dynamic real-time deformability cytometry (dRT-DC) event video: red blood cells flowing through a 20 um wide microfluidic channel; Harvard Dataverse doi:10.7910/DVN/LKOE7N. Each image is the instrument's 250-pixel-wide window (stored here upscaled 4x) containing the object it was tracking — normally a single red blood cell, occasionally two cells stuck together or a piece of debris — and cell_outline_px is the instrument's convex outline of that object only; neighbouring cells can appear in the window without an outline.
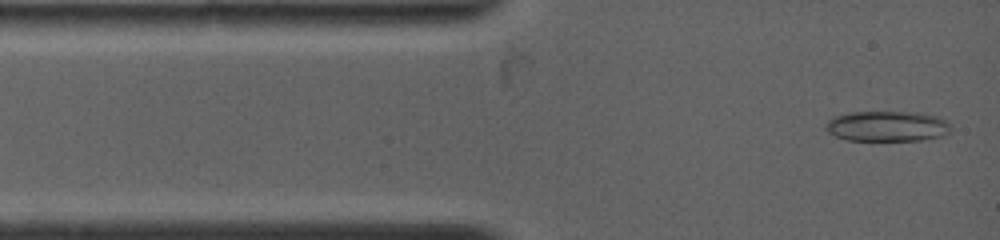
{"species": "common noctule bat (a hibernating species)", "species_latin": "Nyctalus noctula", "temperature_condition": "warm", "stored_images_in_passage": 39, "camera_frame_rate_fps": 4500, "um_per_image_px": 0.085, "animal": {"sex": "female", "body_mass_g": 19.0, "forearm_length_mm": 53.3}, "frame": {"image": 1, "passage_image": 1, "time_ms": 0.0, "image_size_px": [1000, 240], "cell_outline_px": [[948, 132], [944, 136], [920, 140], [848, 140], [836, 136], [828, 132], [824, 128], [828, 120], [832, 116], [848, 112], [920, 112], [940, 116], [948, 120]], "centroid_in_image_um": [75.4, 10.71], "position_along_channel_um": 9.6, "area_um2": 22.37}}
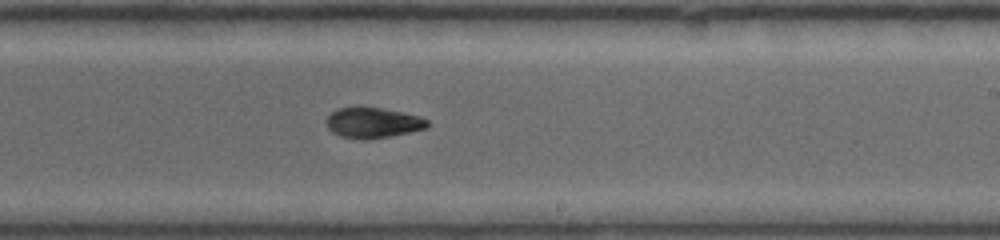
{"frame": {"image": 2, "passage_image": 18, "time_ms": 7.333, "image_size_px": [1000, 240], "cell_outline_px": [[428, 124], [424, 128], [408, 132], [388, 136], [360, 140], [340, 136], [332, 132], [328, 128], [328, 116], [336, 108], [356, 104], [360, 104], [404, 112], [420, 116], [428, 120]], "centroid_in_image_um": [31.64, 10.38], "position_along_channel_um": 257.4, "area_um2": 18.26}}
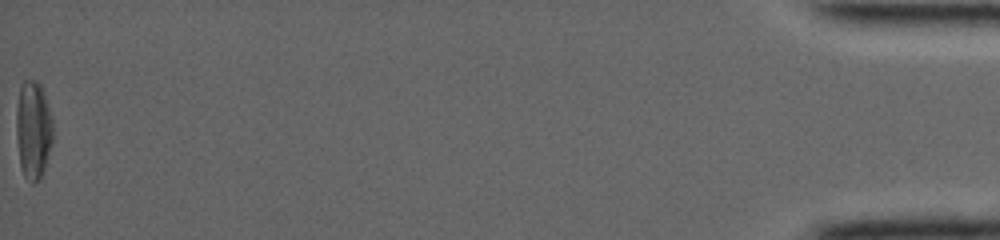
{"frame": {"image": 3, "passage_image": 39, "time_ms": 16.222, "image_size_px": [1000, 240], "cell_outline_px": [[52, 144], [44, 168], [40, 176], [32, 184], [24, 176], [20, 168], [16, 136], [16, 108], [20, 84], [24, 80], [36, 80], [40, 84], [44, 92], [52, 120]], "centroid_in_image_um": [2.8, 11.0], "position_along_channel_um": 432.4, "area_um2": 21.04}, "authors_computed_cell_mechanics": {"area_um2": 18.496, "velocity_mm_per_s": 3.8944, "shape_relaxation_time_tau1_ms": null, "shape_relaxation_time_tau2_ms": 1.989, "deformation_change_tau1": null, "deformation_change_tau2": 0.0549}}